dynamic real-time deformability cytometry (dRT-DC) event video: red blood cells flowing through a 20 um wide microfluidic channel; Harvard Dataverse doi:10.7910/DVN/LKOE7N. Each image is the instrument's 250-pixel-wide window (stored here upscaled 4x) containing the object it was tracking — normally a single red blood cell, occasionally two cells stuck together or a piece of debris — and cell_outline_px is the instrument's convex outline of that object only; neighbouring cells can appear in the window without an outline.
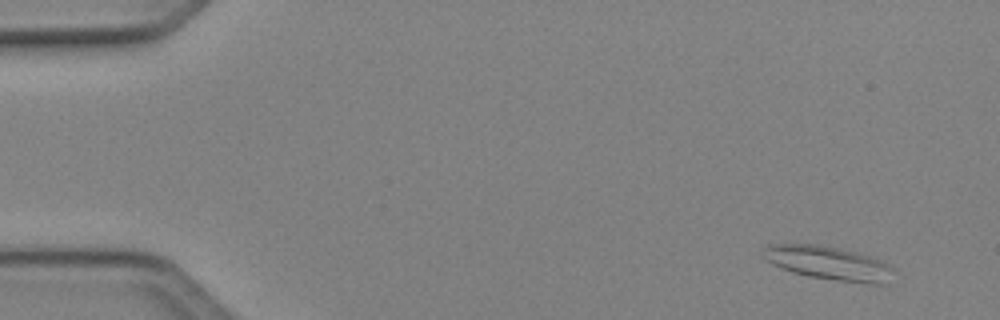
{"species": "Egyptian fruit bat (a non-hibernating species)", "species_latin": "Rousettus aegyptiacus", "temperature_condition": "cold", "stored_images_in_passage": 48, "camera_frame_rate_fps": 3000, "um_per_image_px": 0.085, "animal": {"sex": "female"}, "frame": {"image": 1, "passage_image": 1, "time_ms": 0.0, "image_size_px": [1000, 320], "cell_outline_px": [[892, 268], [884, 284], [872, 284], [836, 280], [808, 276], [792, 272], [772, 264], [764, 260], [764, 248], [768, 244], [816, 244], [840, 248], [856, 252], [880, 260], [888, 264]], "centroid_in_image_um": [70.35, 22.35], "position_along_channel_um": 14.6, "area_um2": 25.2}}
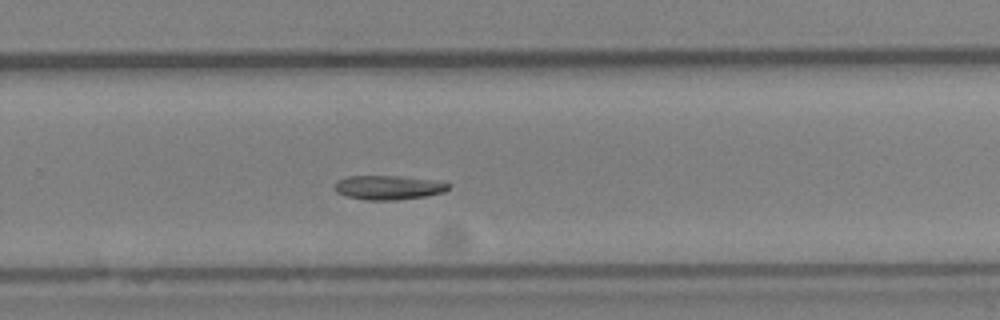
{"frame": {"image": 2, "passage_image": 31, "time_ms": 10.0, "image_size_px": [1000, 320], "cell_outline_px": [[448, 188], [444, 192], [424, 196], [396, 200], [368, 200], [348, 196], [336, 192], [332, 188], [332, 184], [336, 180], [348, 176], [400, 176], [440, 180], [448, 184]], "centroid_in_image_um": [32.97, 15.92], "position_along_channel_um": 296.8, "area_um2": 16.18}}
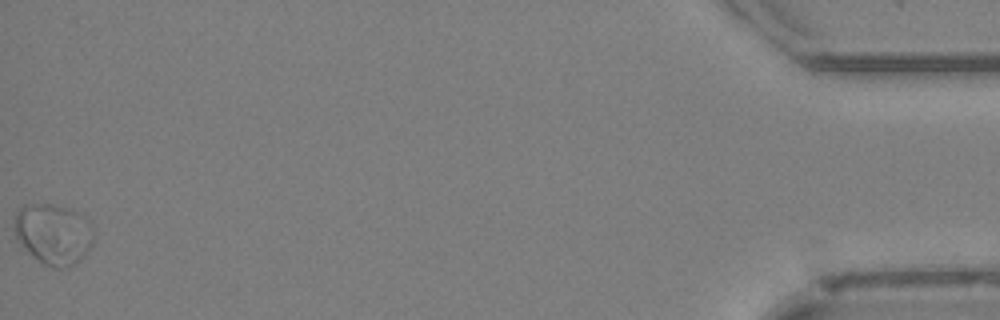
{"frame": {"image": 3, "passage_image": 48, "time_ms": 15.667, "image_size_px": [1000, 320], "cell_outline_px": [[92, 244], [84, 256], [76, 264], [68, 268], [52, 268], [44, 264], [28, 252], [16, 240], [16, 212], [24, 204], [48, 204], [68, 208], [84, 216], [92, 224]], "centroid_in_image_um": [4.55, 19.91], "position_along_channel_um": 430.6, "area_um2": 27.98}, "authors_computed_cell_mechanics": {"area_um2": 17.0799, "velocity_mm_per_s": 4.0279, "shape_relaxation_time_tau1_ms": 4.6575, "shape_relaxation_time_tau2_ms": null, "deformation_change_tau1": 0.1311, "deformation_change_tau2": null}}